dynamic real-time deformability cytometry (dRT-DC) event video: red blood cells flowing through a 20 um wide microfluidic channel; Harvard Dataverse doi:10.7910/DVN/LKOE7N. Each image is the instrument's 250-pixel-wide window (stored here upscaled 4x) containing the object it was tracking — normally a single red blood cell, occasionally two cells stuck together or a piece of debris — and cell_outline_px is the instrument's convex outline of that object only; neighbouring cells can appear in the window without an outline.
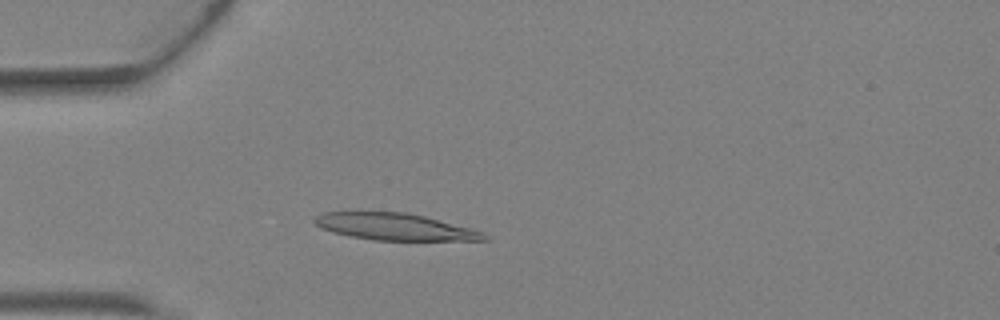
{"species": "Egyptian fruit bat (a non-hibernating species)", "species_latin": "Rousettus aegyptiacus", "temperature_condition": "warm", "stored_images_in_passage": 2, "camera_frame_rate_fps": 3000, "um_per_image_px": 0.085, "animal": {"sex": "female"}, "frame": {"image": 1, "passage_image": 2, "time_ms": 0.333, "image_size_px": [1000, 320], "cell_outline_px": [[488, 240], [372, 240], [348, 236], [332, 232], [320, 228], [312, 220], [316, 216], [324, 212], [404, 212], [424, 216], [472, 228], [484, 232], [488, 236]], "centroid_in_image_um": [33.55, 19.28], "position_along_channel_um": 51.5, "area_um2": 26.53}}